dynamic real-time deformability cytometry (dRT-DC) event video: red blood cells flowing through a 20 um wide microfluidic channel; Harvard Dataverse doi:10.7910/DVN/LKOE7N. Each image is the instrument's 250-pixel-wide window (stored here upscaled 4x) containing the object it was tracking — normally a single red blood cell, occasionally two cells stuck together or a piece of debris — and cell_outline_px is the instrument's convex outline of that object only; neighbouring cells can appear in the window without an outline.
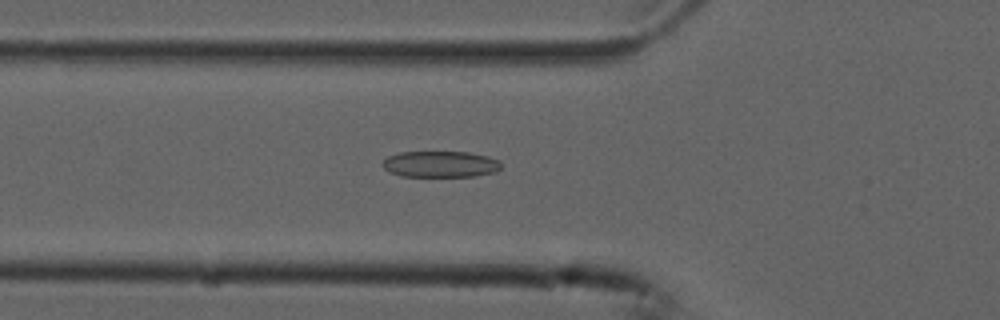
{"species": "common noctule bat (a hibernating species)", "species_latin": "Nyctalus noctula", "temperature_condition": "cold", "stored_images_in_passage": 47, "camera_frame_rate_fps": 3000, "um_per_image_px": 0.085, "animal": {"sex": "male", "forearm_length_mm": 52.5}, "frame": {"image": 1, "passage_image": 12, "time_ms": 3.667, "image_size_px": [1000, 320], "cell_outline_px": [[500, 168], [496, 172], [476, 176], [400, 176], [388, 172], [380, 164], [388, 156], [400, 152], [468, 152], [488, 156], [500, 160]], "centroid_in_image_um": [37.42, 13.95], "position_along_channel_um": 88.4, "area_um2": 18.26}}
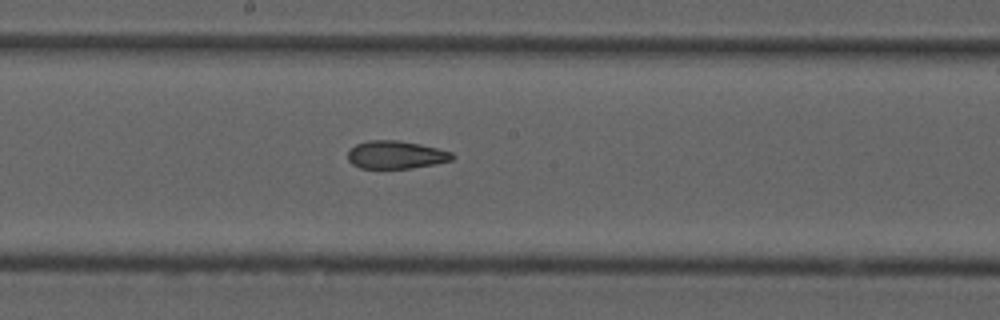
{"frame": {"image": 2, "passage_image": 22, "time_ms": 7.0, "image_size_px": [1000, 320], "cell_outline_px": [[456, 156], [452, 160], [436, 164], [412, 168], [360, 168], [352, 164], [348, 160], [348, 152], [356, 144], [368, 140], [400, 140], [420, 144], [452, 152]], "centroid_in_image_um": [33.67, 13.16], "position_along_channel_um": 214.5, "area_um2": 17.05}}
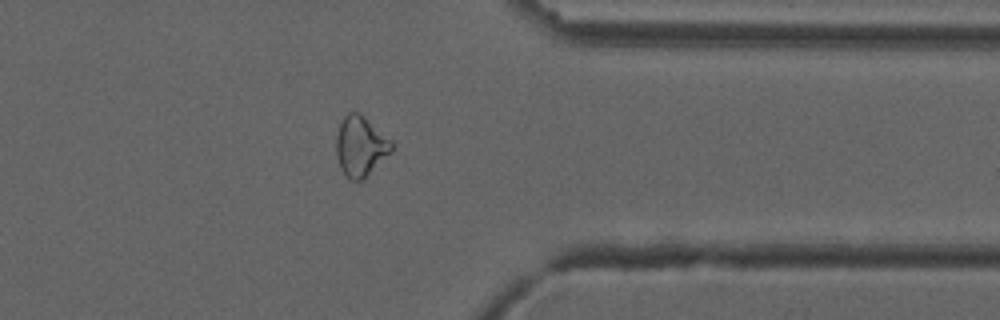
{"frame": {"image": 3, "passage_image": 36, "time_ms": 11.667, "image_size_px": [1000, 320], "cell_outline_px": [[392, 152], [364, 180], [352, 180], [340, 168], [336, 152], [336, 136], [340, 124], [344, 116], [348, 112], [360, 112], [392, 140]], "centroid_in_image_um": [30.66, 12.42], "position_along_channel_um": 380.7, "area_um2": 19.54}, "authors_computed_cell_mechanics": {"area_um2": 19.1896, "velocity_mm_per_s": 3.7708, "shape_relaxation_time_tau1_ms": null, "shape_relaxation_time_tau2_ms": 3.288, "deformation_change_tau1": null, "deformation_change_tau2": 0.1104}}